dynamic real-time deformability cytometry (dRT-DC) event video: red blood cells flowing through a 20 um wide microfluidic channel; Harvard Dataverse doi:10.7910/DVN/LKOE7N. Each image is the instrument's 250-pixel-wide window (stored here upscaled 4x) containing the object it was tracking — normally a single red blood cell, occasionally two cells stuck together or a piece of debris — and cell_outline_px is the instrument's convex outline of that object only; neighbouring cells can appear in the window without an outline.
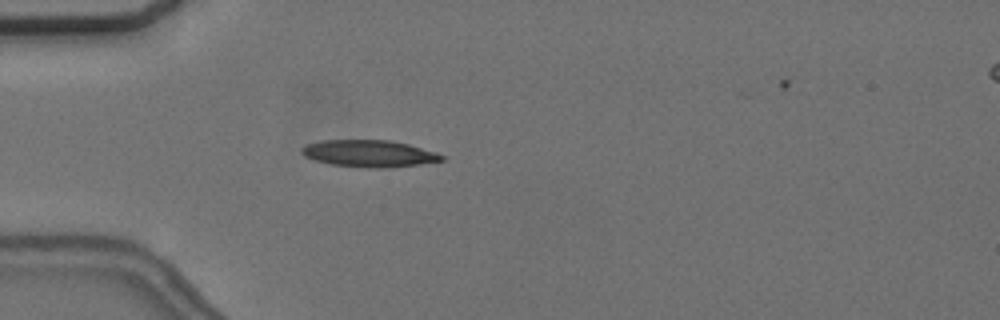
{"species": "common noctule bat (a hibernating species)", "species_latin": "Nyctalus noctula", "temperature_condition": "cold", "stored_images_in_passage": 48, "camera_frame_rate_fps": 3000, "um_per_image_px": 0.085, "animal": {"sex": "female", "body_mass_g": 24.6, "forearm_length_mm": 56.2}, "frame": {"image": 1, "passage_image": 12, "time_ms": 3.667, "image_size_px": [1000, 320], "cell_outline_px": [[448, 156], [444, 160], [420, 164], [384, 168], [368, 168], [332, 164], [316, 160], [304, 156], [300, 152], [300, 148], [308, 144], [320, 140], [388, 140], [408, 144], [436, 152]], "centroid_in_image_um": [31.4, 13.05], "position_along_channel_um": 53.6, "area_um2": 21.96}}
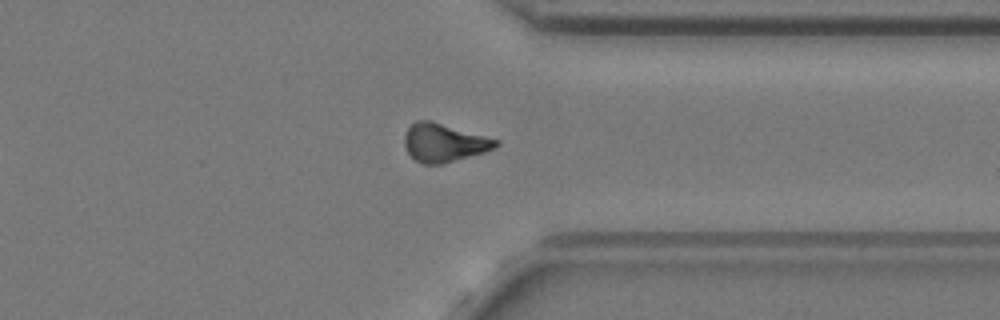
{"frame": {"image": 2, "passage_image": 39, "time_ms": 12.667, "image_size_px": [1000, 320], "cell_outline_px": [[500, 144], [484, 152], [440, 164], [424, 164], [416, 160], [408, 152], [404, 144], [404, 136], [408, 128], [416, 120], [432, 120], [500, 140]], "centroid_in_image_um": [37.73, 12.11], "position_along_channel_um": 373.7, "area_um2": 20.23}}
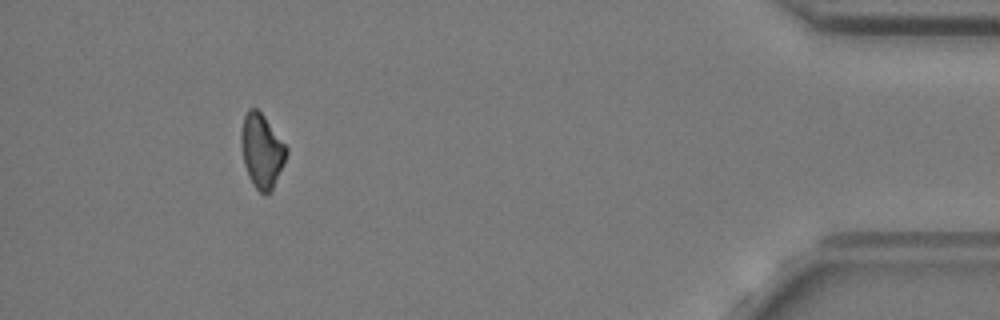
{"frame": {"image": 3, "passage_image": 47, "time_ms": 15.333, "image_size_px": [1000, 320], "cell_outline_px": [[288, 152], [272, 188], [264, 196], [256, 188], [248, 176], [244, 164], [240, 144], [240, 132], [244, 116], [248, 108], [256, 108], [264, 116], [288, 148]], "centroid_in_image_um": [22.22, 12.79], "position_along_channel_um": 413.0, "area_um2": 19.31}}